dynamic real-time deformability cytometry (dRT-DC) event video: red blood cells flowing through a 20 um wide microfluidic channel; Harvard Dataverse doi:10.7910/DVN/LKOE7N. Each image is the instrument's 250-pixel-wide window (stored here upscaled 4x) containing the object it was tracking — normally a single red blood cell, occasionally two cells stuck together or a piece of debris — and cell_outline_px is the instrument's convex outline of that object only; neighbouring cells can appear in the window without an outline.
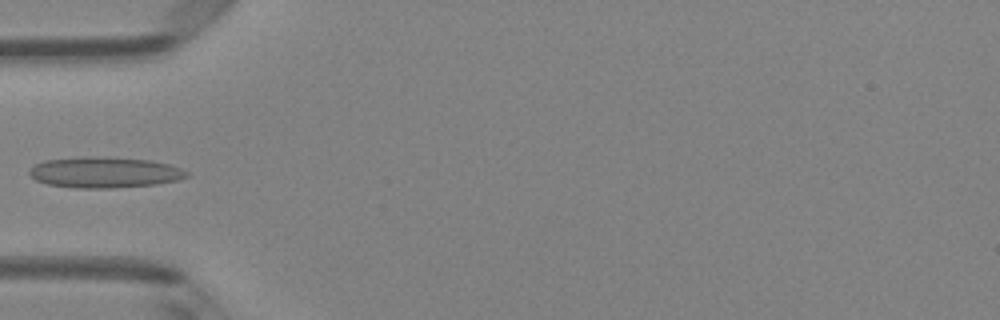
{"species": "Egyptian fruit bat (a non-hibernating species)", "species_latin": "Rousettus aegyptiacus", "temperature_condition": "room temperature", "stored_images_in_passage": 4, "camera_frame_rate_fps": 3000, "um_per_image_px": 0.085, "animal": {"sex": "female"}, "frame": {"image": 1, "passage_image": 4, "time_ms": 1.0, "image_size_px": [1000, 320], "cell_outline_px": [[188, 176], [176, 180], [156, 184], [112, 188], [76, 188], [48, 184], [36, 180], [28, 172], [36, 164], [44, 160], [92, 156], [96, 156], [152, 160], [168, 164], [180, 168], [188, 172]], "centroid_in_image_um": [8.89, 14.65], "position_along_channel_um": 76.1, "area_um2": 28.09}}